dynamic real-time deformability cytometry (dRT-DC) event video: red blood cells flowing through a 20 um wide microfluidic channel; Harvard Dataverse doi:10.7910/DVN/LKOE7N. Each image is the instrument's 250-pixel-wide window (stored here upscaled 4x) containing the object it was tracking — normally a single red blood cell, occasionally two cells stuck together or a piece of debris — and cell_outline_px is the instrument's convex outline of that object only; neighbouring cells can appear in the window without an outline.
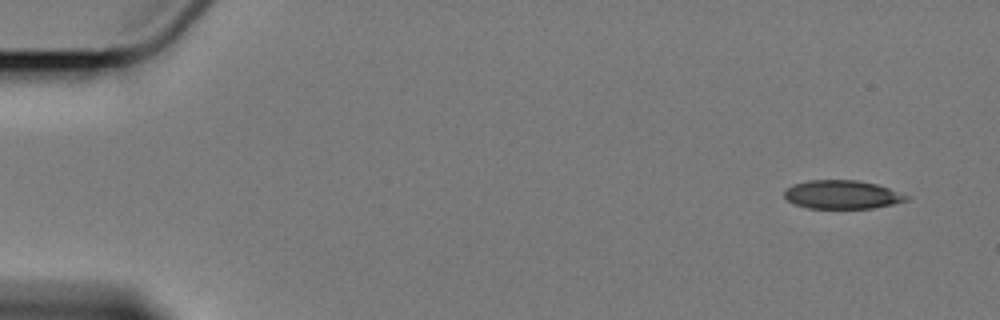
{"species": "Egyptian fruit bat (a non-hibernating species)", "species_latin": "Rousettus aegyptiacus", "temperature_condition": "cold", "stored_images_in_passage": 4, "camera_frame_rate_fps": 3000, "um_per_image_px": 0.085, "animal": {"sex": "female"}, "frame": {"image": 1, "passage_image": 1, "time_ms": 0.0, "image_size_px": [1000, 320], "cell_outline_px": [[912, 196], [908, 200], [892, 204], [872, 208], [808, 208], [796, 204], [788, 200], [784, 196], [784, 188], [792, 184], [808, 180], [856, 180], [876, 184]], "centroid_in_image_um": [71.57, 16.53], "position_along_channel_um": 13.4, "area_um2": 20.35}}